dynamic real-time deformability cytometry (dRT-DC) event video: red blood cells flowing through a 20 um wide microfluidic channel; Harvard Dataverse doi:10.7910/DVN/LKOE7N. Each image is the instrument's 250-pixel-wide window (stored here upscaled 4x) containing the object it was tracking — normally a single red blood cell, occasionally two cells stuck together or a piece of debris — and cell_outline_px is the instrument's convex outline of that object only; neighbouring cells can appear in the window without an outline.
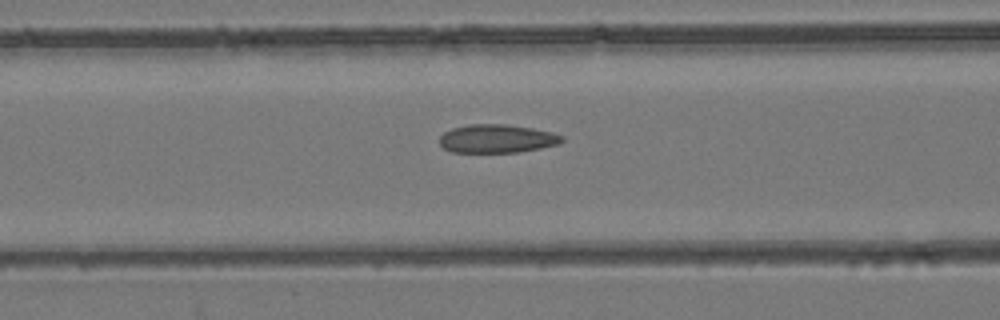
{"species": "common noctule bat (a hibernating species)", "species_latin": "Nyctalus noctula", "temperature_condition": "room temperature", "stored_images_in_passage": 30, "camera_frame_rate_fps": 3000, "um_per_image_px": 0.085, "animal": {"sex": "female", "body_mass_g": 24.6, "forearm_length_mm": 56.2}, "frame": {"image": 1, "passage_image": 10, "time_ms": 3.0, "image_size_px": [1000, 320], "cell_outline_px": [[564, 140], [560, 144], [520, 152], [452, 152], [444, 148], [440, 144], [440, 136], [444, 132], [452, 128], [468, 124], [504, 124], [532, 128], [552, 132], [564, 136]], "centroid_in_image_um": [42.26, 11.78], "position_along_channel_um": 124.3, "area_um2": 20.35}}
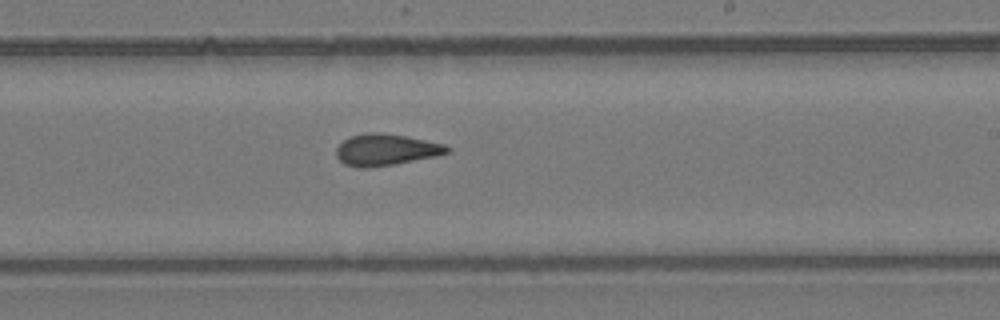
{"frame": {"image": 2, "passage_image": 20, "time_ms": 6.333, "image_size_px": [1000, 320], "cell_outline_px": [[452, 152], [436, 156], [392, 164], [364, 168], [360, 168], [344, 164], [336, 156], [336, 148], [348, 136], [368, 132], [380, 132], [404, 136], [444, 144], [452, 148]], "centroid_in_image_um": [32.8, 12.72], "position_along_channel_um": 256.2, "area_um2": 20.29}}
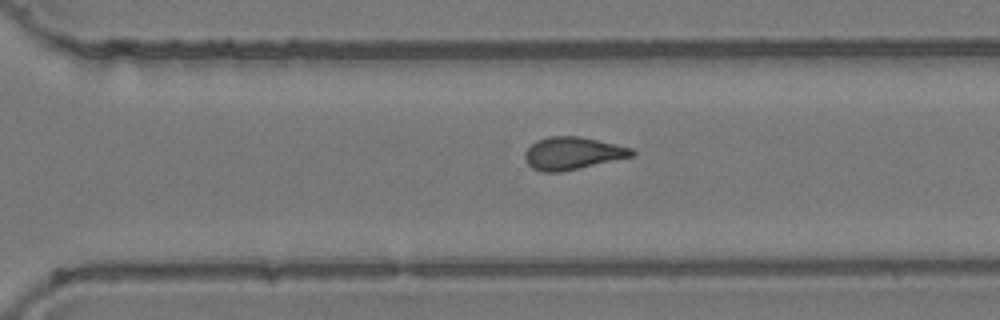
{"frame": {"image": 3, "passage_image": 25, "time_ms": 8.0, "image_size_px": [1000, 320], "cell_outline_px": [[636, 156], [580, 168], [560, 172], [540, 172], [532, 168], [528, 164], [524, 156], [524, 152], [536, 140], [548, 136], [580, 136], [632, 148], [636, 152]], "centroid_in_image_um": [48.68, 13.03], "position_along_channel_um": 321.9, "area_um2": 20.46}, "authors_computed_cell_mechanics": {"area_um2": 20.3167, "velocity_mm_per_s": 3.9578, "shape_relaxation_time_tau1_ms": null, "shape_relaxation_time_tau2_ms": 3.1413, "deformation_change_tau1": null, "deformation_change_tau2": 0.0868}}